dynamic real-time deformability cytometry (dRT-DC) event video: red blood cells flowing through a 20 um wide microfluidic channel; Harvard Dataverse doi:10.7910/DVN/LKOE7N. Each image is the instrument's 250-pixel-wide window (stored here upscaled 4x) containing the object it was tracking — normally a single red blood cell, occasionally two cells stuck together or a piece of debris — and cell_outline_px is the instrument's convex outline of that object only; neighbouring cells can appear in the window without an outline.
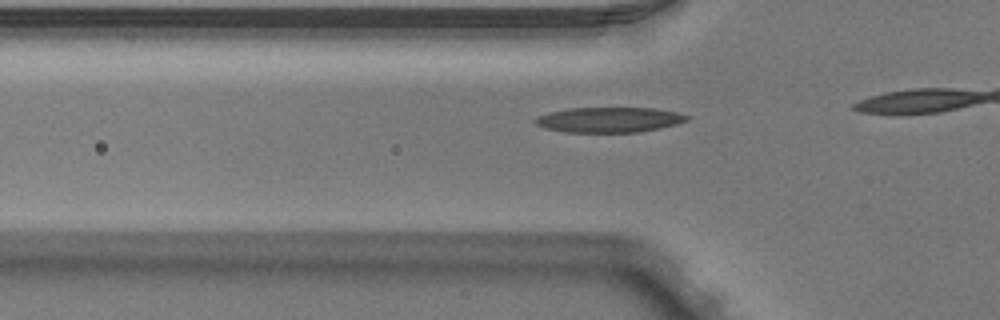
{"species": "Egyptian fruit bat (a non-hibernating species)", "species_latin": "Rousettus aegyptiacus", "temperature_condition": "warm", "stored_images_in_passage": 12, "camera_frame_rate_fps": 3000, "um_per_image_px": 0.085, "animal": {"sex": "male"}, "frame": {"image": 1, "passage_image": 7, "time_ms": 2.0, "image_size_px": [1000, 320], "cell_outline_px": [[692, 116], [688, 120], [676, 124], [660, 128], [640, 132], [564, 132], [544, 128], [536, 124], [532, 120], [536, 116], [568, 108], [652, 108], [676, 112]], "centroid_in_image_um": [51.77, 10.18], "position_along_channel_um": 74.0, "area_um2": 22.31}}
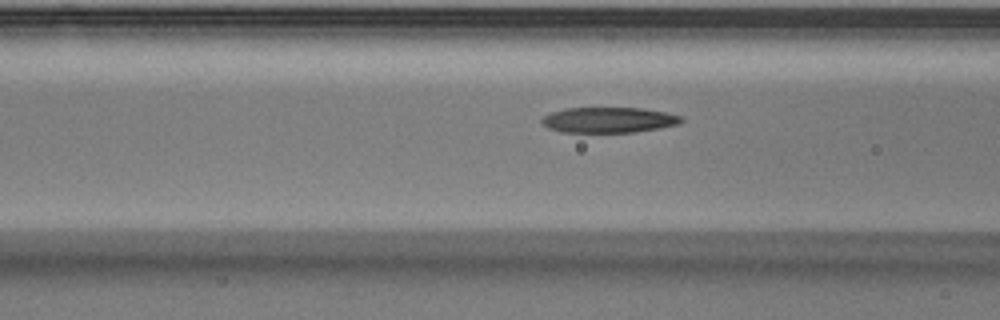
{"frame": {"image": 2, "passage_image": 10, "time_ms": 3.0, "image_size_px": [1000, 320], "cell_outline_px": [[684, 120], [680, 124], [660, 128], [636, 132], [564, 132], [548, 128], [540, 120], [544, 116], [552, 112], [564, 108], [644, 108], [664, 112], [680, 116]], "centroid_in_image_um": [51.76, 10.19], "position_along_channel_um": 114.8, "area_um2": 20.69}}